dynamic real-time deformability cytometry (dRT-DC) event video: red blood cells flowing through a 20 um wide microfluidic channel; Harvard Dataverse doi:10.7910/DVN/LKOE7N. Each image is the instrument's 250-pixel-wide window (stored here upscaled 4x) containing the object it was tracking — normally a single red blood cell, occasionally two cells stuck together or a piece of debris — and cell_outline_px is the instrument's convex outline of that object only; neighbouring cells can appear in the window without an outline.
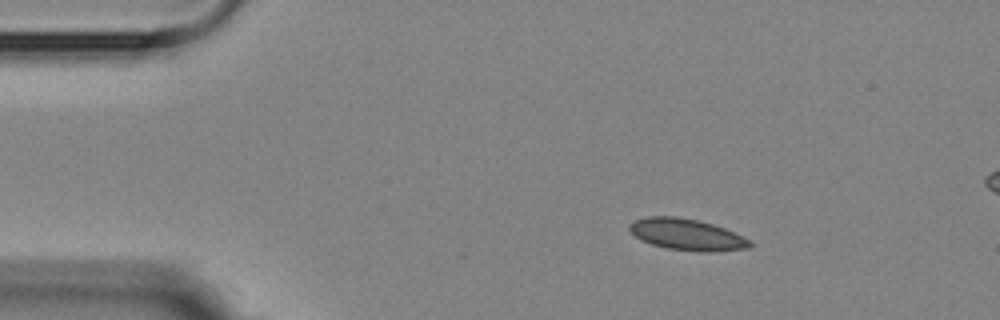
{"species": "Egyptian fruit bat (a non-hibernating species)", "species_latin": "Rousettus aegyptiacus", "temperature_condition": "room temperature", "stored_images_in_passage": 4, "segment_of_instrument_passage": [1, 2], "camera_frame_rate_fps": 3000, "um_per_image_px": 0.085, "animal": {"sex": "female"}, "frame": {"image": 1, "passage_image": 1, "time_ms": 0.0, "image_size_px": [1000, 320], "cell_outline_px": [[752, 244], [748, 248], [712, 252], [700, 252], [668, 248], [652, 244], [640, 240], [628, 228], [628, 224], [636, 220], [648, 216], [676, 216], [696, 220], [712, 224], [724, 228], [752, 240]], "centroid_in_image_um": [58.39, 19.94], "position_along_channel_um": 26.6, "area_um2": 21.96}}